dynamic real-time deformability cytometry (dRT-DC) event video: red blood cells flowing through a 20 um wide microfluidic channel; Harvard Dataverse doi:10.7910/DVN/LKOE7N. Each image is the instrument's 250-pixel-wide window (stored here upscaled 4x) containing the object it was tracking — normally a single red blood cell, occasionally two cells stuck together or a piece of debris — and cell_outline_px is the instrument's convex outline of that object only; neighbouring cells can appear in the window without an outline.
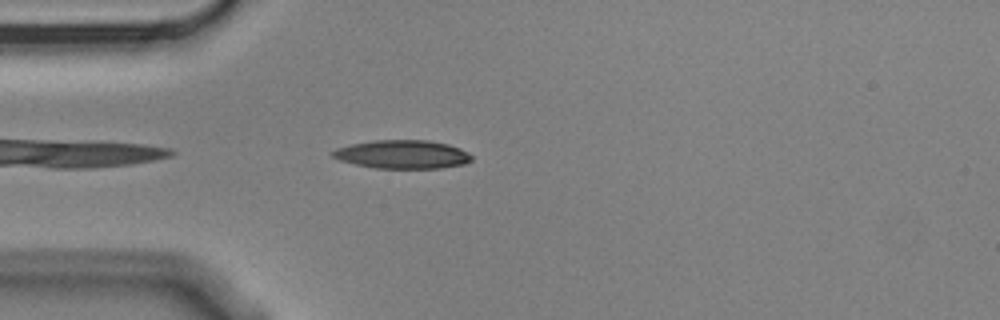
{"species": "Egyptian fruit bat (a non-hibernating species)", "species_latin": "Rousettus aegyptiacus", "temperature_condition": "cold", "stored_images_in_passage": 7, "camera_frame_rate_fps": 3000, "um_per_image_px": 0.085, "animal": {"sex": "male"}, "frame": {"image": 1, "passage_image": 4, "time_ms": 1.0, "image_size_px": [1000, 320], "cell_outline_px": [[472, 160], [464, 164], [440, 168], [376, 168], [356, 164], [340, 160], [332, 156], [332, 152], [336, 148], [352, 144], [372, 140], [428, 140], [448, 144], [460, 148], [468, 152], [472, 156]], "centroid_in_image_um": [34.23, 13.11], "position_along_channel_um": 50.8, "area_um2": 23.0}}
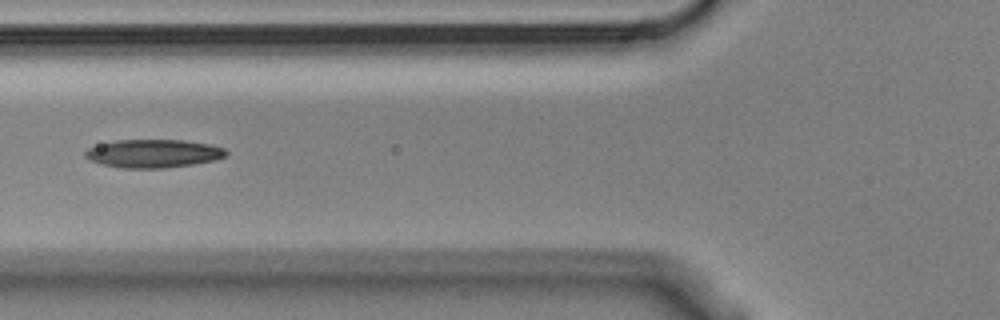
{"frame": {"image": 2, "passage_image": 6, "time_ms": 1.667, "image_size_px": [1000, 320], "cell_outline_px": [[228, 152], [224, 156], [216, 160], [192, 164], [164, 168], [120, 168], [88, 160], [84, 156], [84, 152], [88, 148], [100, 144], [116, 140], [184, 140], [212, 144], [224, 148]], "centroid_in_image_um": [13.04, 13.04], "position_along_channel_um": 112.8, "area_um2": 23.24}}
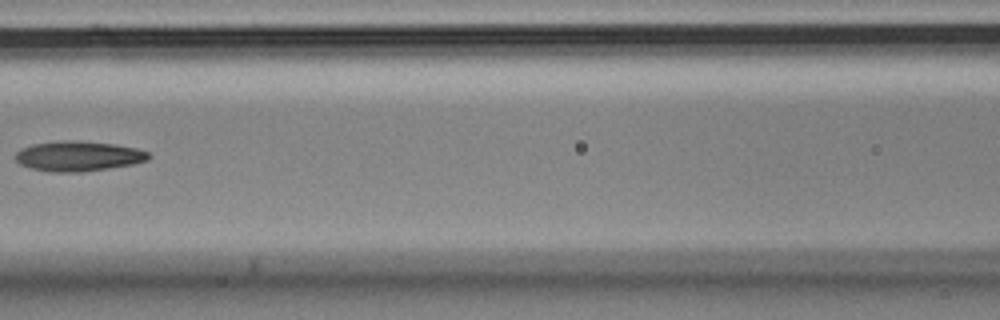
{"frame": {"image": 3, "passage_image": 7, "time_ms": 2.0, "image_size_px": [1000, 320], "cell_outline_px": [[152, 156], [148, 160], [132, 164], [84, 172], [48, 172], [32, 168], [20, 164], [16, 160], [16, 152], [20, 148], [32, 144], [56, 140], [72, 140], [112, 144], [136, 148], [148, 152]], "centroid_in_image_um": [6.63, 13.27], "position_along_channel_um": 160.0, "area_um2": 23.41}}